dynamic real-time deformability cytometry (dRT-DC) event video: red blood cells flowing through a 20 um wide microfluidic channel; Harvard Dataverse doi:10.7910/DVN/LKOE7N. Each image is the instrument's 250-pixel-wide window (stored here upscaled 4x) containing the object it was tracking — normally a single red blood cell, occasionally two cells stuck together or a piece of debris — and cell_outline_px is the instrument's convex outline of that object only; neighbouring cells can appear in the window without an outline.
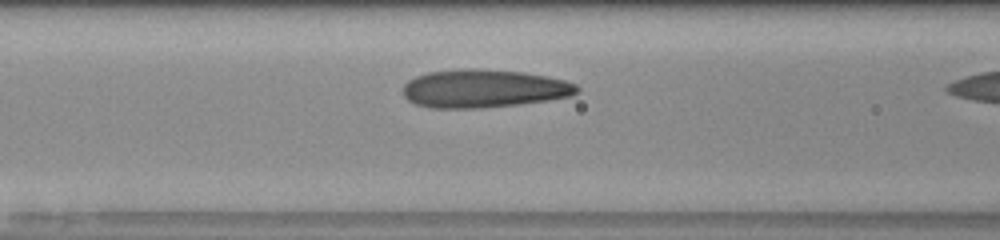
{"species": "human", "species_latin": "Homo sapiens", "temperature_condition": "room temperature", "stored_images_in_passage": 7, "camera_frame_rate_fps": 3000, "um_per_image_px": 0.085, "donor": {"sex": "male"}, "frame": {"image": 1, "passage_image": 6, "time_ms": 1.667, "image_size_px": [1000, 240], "cell_outline_px": [[580, 92], [572, 96], [548, 100], [520, 104], [480, 108], [428, 108], [416, 104], [408, 100], [404, 96], [404, 84], [408, 80], [416, 76], [428, 72], [472, 68], [524, 72], [548, 76], [564, 80], [576, 84], [580, 88]], "centroid_in_image_um": [41.15, 7.53], "position_along_channel_um": 125.5, "area_um2": 38.9}}